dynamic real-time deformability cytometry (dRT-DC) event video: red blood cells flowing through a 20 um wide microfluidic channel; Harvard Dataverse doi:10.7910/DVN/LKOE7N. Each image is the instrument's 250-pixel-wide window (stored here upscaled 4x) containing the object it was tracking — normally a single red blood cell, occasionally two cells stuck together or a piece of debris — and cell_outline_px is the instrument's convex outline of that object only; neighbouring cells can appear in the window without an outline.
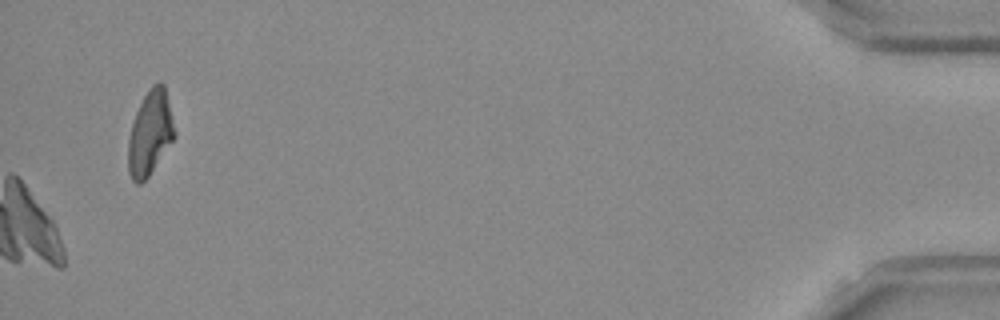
{"species": "Egyptian fruit bat (a non-hibernating species)", "species_latin": "Rousettus aegyptiacus", "temperature_condition": "room temperature", "stored_images_in_passage": 43, "camera_frame_rate_fps": 3000, "um_per_image_px": 0.085, "frame": {"image": 1, "passage_image": 43, "time_ms": 14.0, "image_size_px": [1000, 320], "cell_outline_px": [[176, 136], [148, 176], [140, 184], [136, 184], [132, 180], [128, 172], [128, 140], [132, 124], [136, 112], [148, 88], [152, 84], [160, 80], [164, 84], [176, 132]], "centroid_in_image_um": [12.76, 11.29], "position_along_channel_um": 422.4, "area_um2": 22.77}}